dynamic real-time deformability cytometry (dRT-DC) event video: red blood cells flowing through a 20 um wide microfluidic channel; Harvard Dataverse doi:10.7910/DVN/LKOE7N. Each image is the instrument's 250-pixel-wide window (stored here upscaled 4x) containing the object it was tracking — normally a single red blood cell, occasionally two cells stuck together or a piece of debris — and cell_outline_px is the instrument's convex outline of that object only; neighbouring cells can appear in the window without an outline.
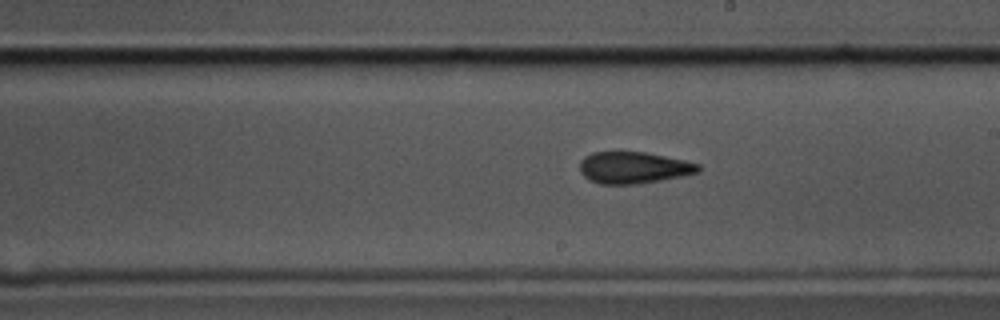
{"species": "common noctule bat (a hibernating species)", "species_latin": "Nyctalus noctula", "temperature_condition": "cold", "stored_images_in_passage": 57, "camera_frame_rate_fps": 3000, "um_per_image_px": 0.085, "animal": {"sex": "male", "body_mass_g": 17.5, "forearm_length_mm": 52.3}, "frame": {"image": 1, "passage_image": 32, "time_ms": 10.333, "image_size_px": [1000, 320], "cell_outline_px": [[700, 172], [684, 176], [636, 184], [600, 184], [588, 180], [580, 172], [580, 160], [584, 156], [592, 152], [644, 152], [684, 160], [700, 164]], "centroid_in_image_um": [53.84, 14.25], "position_along_channel_um": 235.2, "area_um2": 21.96}}
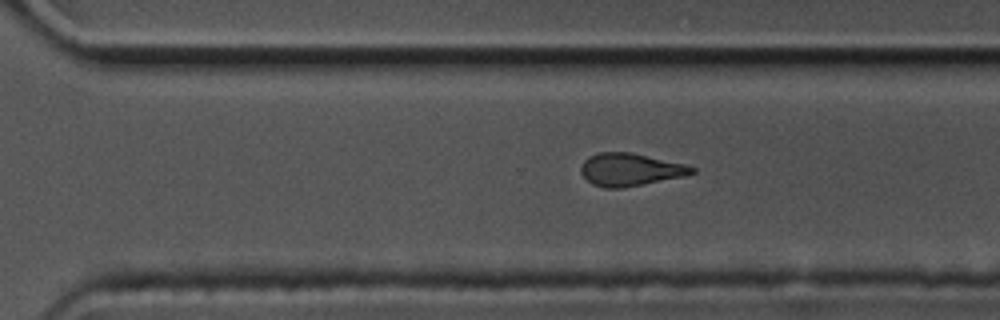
{"frame": {"image": 2, "passage_image": 39, "time_ms": 12.667, "image_size_px": [1000, 320], "cell_outline_px": [[696, 172], [684, 176], [624, 188], [604, 188], [592, 184], [580, 172], [580, 168], [584, 160], [588, 156], [600, 152], [632, 152], [684, 164], [696, 168]], "centroid_in_image_um": [53.55, 14.41], "position_along_channel_um": 317.1, "area_um2": 21.15}}
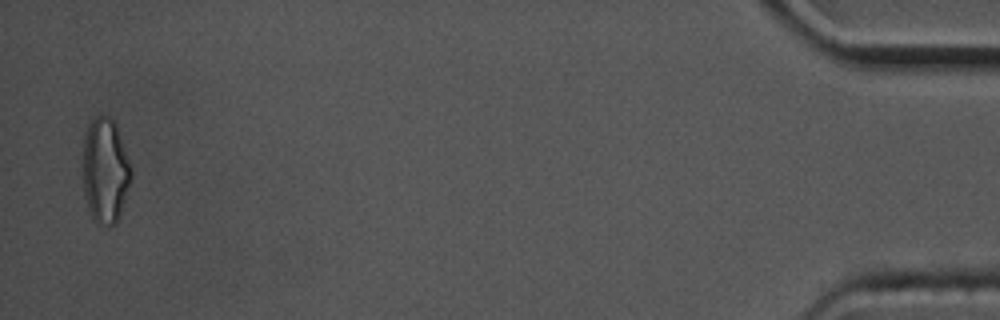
{"frame": {"image": 3, "passage_image": 56, "time_ms": 18.333, "image_size_px": [1000, 320], "cell_outline_px": [[132, 176], [116, 224], [108, 228], [96, 224], [92, 220], [88, 208], [84, 192], [84, 136], [88, 124], [96, 116], [108, 116], [116, 124], [132, 168]], "centroid_in_image_um": [8.95, 14.55], "position_along_channel_um": 426.3, "area_um2": 29.59}, "authors_computed_cell_mechanics": {"area_um2": 21.964, "velocity_mm_per_s": 3.5119, "shape_relaxation_time_tau1_ms": 6.0735, "shape_relaxation_time_tau2_ms": 2.7945, "deformation_change_tau1": 0.1758, "deformation_change_tau2": 0.1188}}